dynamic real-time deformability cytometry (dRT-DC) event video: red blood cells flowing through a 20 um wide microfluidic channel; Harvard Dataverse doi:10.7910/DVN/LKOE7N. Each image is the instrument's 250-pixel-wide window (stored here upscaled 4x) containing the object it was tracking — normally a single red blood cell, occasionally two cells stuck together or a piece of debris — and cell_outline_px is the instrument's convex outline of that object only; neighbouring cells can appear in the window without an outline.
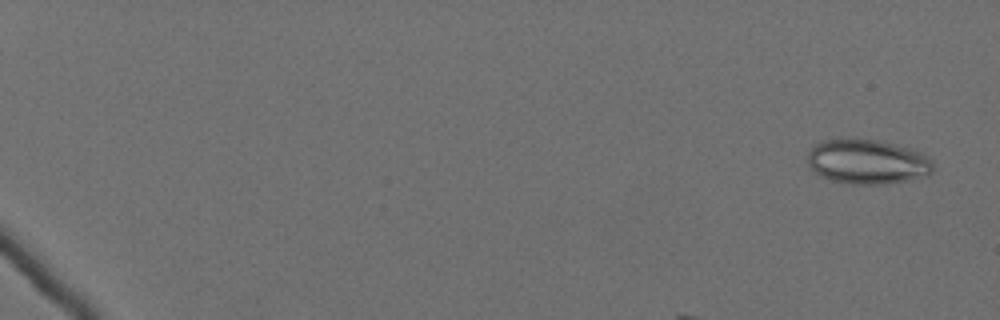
{"species": "Egyptian fruit bat (a non-hibernating species)", "species_latin": "Rousettus aegyptiacus", "temperature_condition": "cold", "stored_images_in_passage": 18, "camera_frame_rate_fps": 3000, "um_per_image_px": 0.085, "animal": {"sex": "female"}, "frame": {"image": 1, "passage_image": 3, "time_ms": 0.667, "image_size_px": [1000, 320], "cell_outline_px": [[932, 172], [904, 180], [884, 184], [852, 184], [832, 180], [820, 176], [808, 164], [808, 152], [816, 144], [824, 140], [880, 140], [908, 148], [920, 152], [932, 160]], "centroid_in_image_um": [73.7, 13.75], "position_along_channel_um": 11.3, "area_um2": 31.85}}